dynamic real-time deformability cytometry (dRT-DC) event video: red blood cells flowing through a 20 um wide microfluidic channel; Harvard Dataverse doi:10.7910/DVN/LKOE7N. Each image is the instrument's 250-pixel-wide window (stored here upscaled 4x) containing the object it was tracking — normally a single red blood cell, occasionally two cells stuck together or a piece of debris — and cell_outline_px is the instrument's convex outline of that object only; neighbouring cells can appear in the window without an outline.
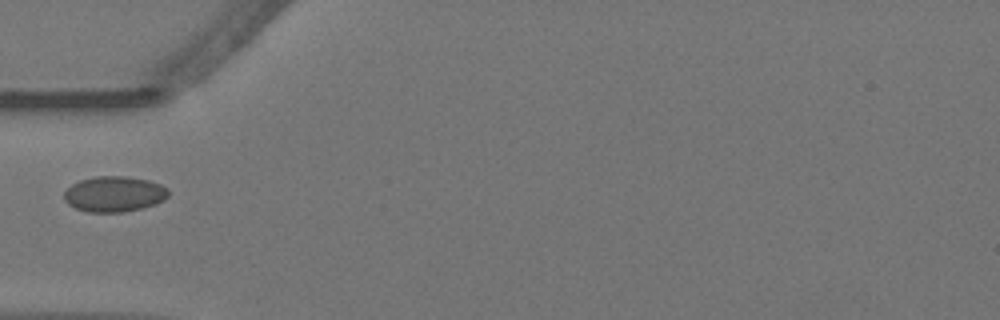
{"species": "Egyptian fruit bat (a non-hibernating species)", "species_latin": "Rousettus aegyptiacus", "temperature_condition": "warm", "stored_images_in_passage": 6, "camera_frame_rate_fps": 3000, "um_per_image_px": 0.085, "animal": {"sex": "female"}, "frame": {"image": 1, "passage_image": 1, "time_ms": 0.0, "image_size_px": [1000, 320], "cell_outline_px": [[168, 196], [164, 200], [156, 204], [124, 212], [88, 212], [76, 208], [68, 204], [64, 200], [64, 192], [72, 184], [80, 180], [96, 176], [128, 176], [148, 180], [160, 184], [168, 188]], "centroid_in_image_um": [9.71, 16.49], "position_along_channel_um": 75.3, "area_um2": 21.68}}